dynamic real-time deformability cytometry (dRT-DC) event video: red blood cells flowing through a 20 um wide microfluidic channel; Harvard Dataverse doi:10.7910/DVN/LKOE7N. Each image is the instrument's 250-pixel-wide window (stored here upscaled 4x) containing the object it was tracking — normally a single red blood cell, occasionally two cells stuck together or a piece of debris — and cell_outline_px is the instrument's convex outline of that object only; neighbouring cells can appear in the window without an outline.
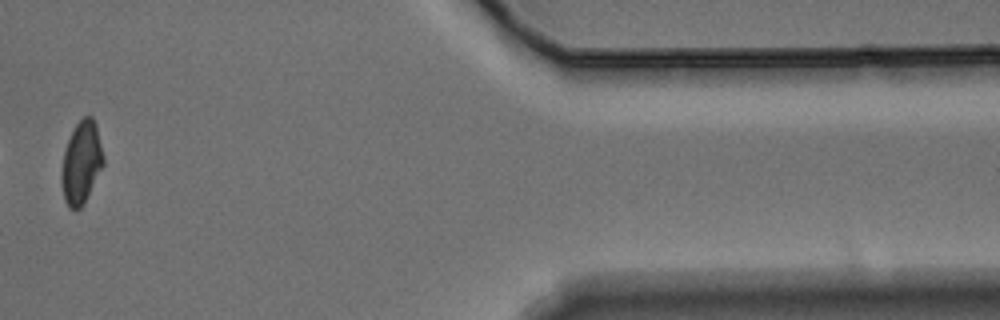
{"species": "Egyptian fruit bat (a non-hibernating species)", "species_latin": "Rousettus aegyptiacus", "temperature_condition": "warm", "stored_images_in_passage": 11, "camera_frame_rate_fps": 3000, "um_per_image_px": 0.085, "animal": {"sex": "male"}, "frame": {"image": 1, "passage_image": 10, "time_ms": 3.0, "image_size_px": [1000, 320], "cell_outline_px": [[104, 164], [84, 204], [76, 212], [68, 208], [64, 200], [60, 180], [60, 176], [64, 152], [68, 140], [76, 124], [84, 116], [92, 116], [96, 124], [104, 156]], "centroid_in_image_um": [6.91, 13.87], "position_along_channel_um": 404.5, "area_um2": 20.35}}